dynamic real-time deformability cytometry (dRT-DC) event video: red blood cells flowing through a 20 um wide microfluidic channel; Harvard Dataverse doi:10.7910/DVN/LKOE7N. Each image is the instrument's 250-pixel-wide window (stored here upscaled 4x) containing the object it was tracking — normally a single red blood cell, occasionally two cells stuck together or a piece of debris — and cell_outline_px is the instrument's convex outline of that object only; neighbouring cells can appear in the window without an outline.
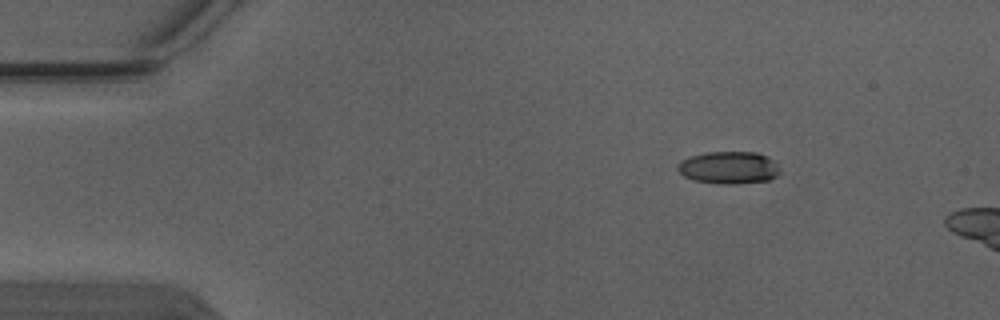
{"species": "Egyptian fruit bat (a non-hibernating species)", "species_latin": "Rousettus aegyptiacus", "temperature_condition": "warm", "stored_images_in_passage": 3, "camera_frame_rate_fps": 3000, "um_per_image_px": 0.085, "animal": {"sex": "male"}, "frame": {"image": 1, "passage_image": 1, "time_ms": 0.0, "image_size_px": [1000, 320], "cell_outline_px": [[780, 172], [776, 176], [768, 180], [732, 184], [720, 184], [692, 180], [684, 176], [676, 168], [676, 164], [680, 160], [704, 152], [756, 152], [768, 156], [776, 164]], "centroid_in_image_um": [61.91, 14.24], "position_along_channel_um": 23.1, "area_um2": 19.36}}